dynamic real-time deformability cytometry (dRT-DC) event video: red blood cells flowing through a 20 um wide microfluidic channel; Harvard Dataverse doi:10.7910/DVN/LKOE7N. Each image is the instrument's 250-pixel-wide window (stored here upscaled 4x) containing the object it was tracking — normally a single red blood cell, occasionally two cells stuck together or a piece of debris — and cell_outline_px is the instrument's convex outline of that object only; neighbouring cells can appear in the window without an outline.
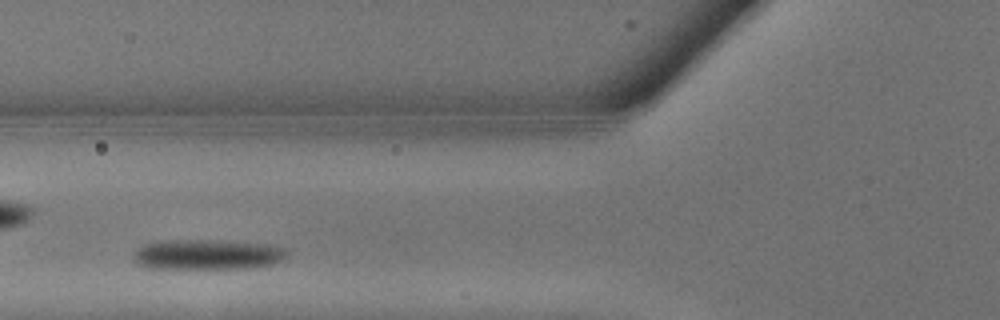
{"species": "common noctule bat (a hibernating species)", "species_latin": "Nyctalus noctula", "temperature_condition": "warm", "stored_images_in_passage": 14, "camera_frame_rate_fps": 3000, "um_per_image_px": 0.085, "animal": {"sex": "male", "body_mass_g": 13.3}, "frame": {"image": 1, "passage_image": 8, "time_ms": 2.333, "image_size_px": [1000, 320], "cell_outline_px": [[288, 256], [276, 264], [248, 268], [148, 268], [140, 264], [136, 260], [136, 252], [144, 244], [156, 240], [216, 240], [268, 244], [284, 248], [288, 252]], "centroid_in_image_um": [17.7, 21.63], "position_along_channel_um": 108.1, "area_um2": 26.99}}
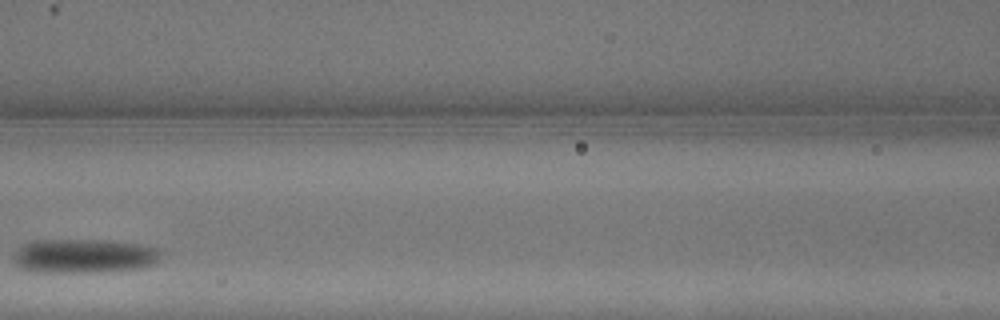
{"frame": {"image": 2, "passage_image": 10, "time_ms": 3.0, "image_size_px": [1000, 320], "cell_outline_px": [[160, 252], [156, 260], [152, 264], [144, 268], [88, 272], [48, 272], [20, 268], [12, 260], [12, 256], [28, 240], [108, 240], [140, 244], [156, 248]], "centroid_in_image_um": [7.1, 21.74], "position_along_channel_um": 159.5, "area_um2": 29.07}}
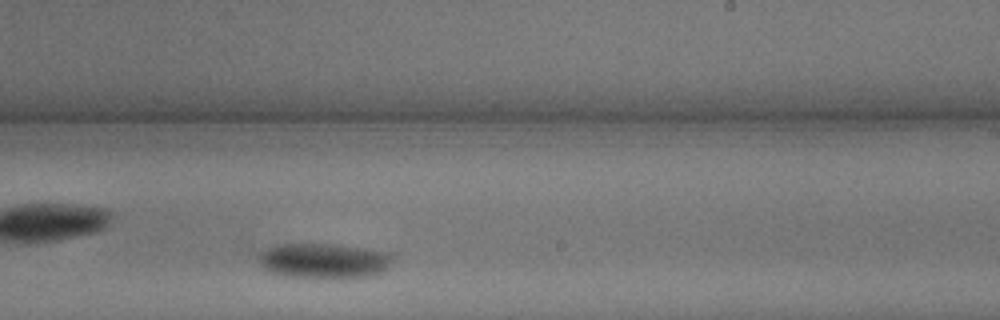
{"frame": {"image": 3, "passage_image": 14, "time_ms": 4.333, "image_size_px": [1000, 320], "cell_outline_px": [[392, 264], [384, 272], [372, 276], [292, 276], [268, 272], [264, 268], [260, 260], [260, 252], [264, 248], [272, 244], [328, 244], [360, 248], [388, 252], [392, 256]], "centroid_in_image_um": [27.52, 22.13], "position_along_channel_um": 261.5, "area_um2": 26.76}}